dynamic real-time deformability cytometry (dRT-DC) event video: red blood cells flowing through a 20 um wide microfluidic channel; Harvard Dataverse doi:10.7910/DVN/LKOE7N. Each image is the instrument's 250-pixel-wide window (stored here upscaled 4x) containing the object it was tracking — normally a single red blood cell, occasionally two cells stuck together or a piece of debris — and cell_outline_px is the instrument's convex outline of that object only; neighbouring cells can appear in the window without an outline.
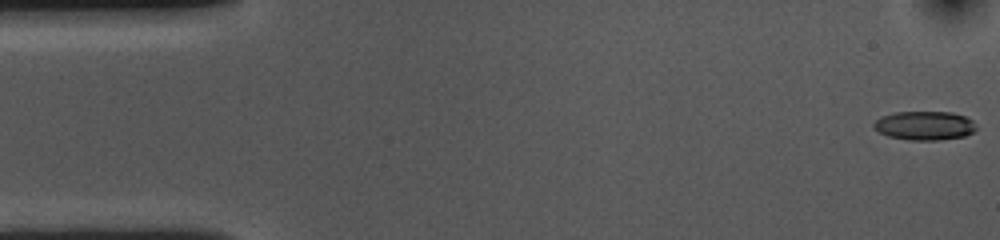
{"species": "common noctule bat (a hibernating species)", "species_latin": "Nyctalus noctula", "temperature_condition": "cold", "stored_images_in_passage": 54, "camera_frame_rate_fps": 3000, "um_per_image_px": 0.085, "animal": {"sex": "female", "body_mass_g": 10.0, "forearm_length_mm": 53.1}, "frame": {"image": 1, "passage_image": 1, "time_ms": 0.0, "image_size_px": [1000, 240], "cell_outline_px": [[976, 128], [972, 132], [964, 136], [940, 140], [908, 140], [888, 136], [880, 132], [872, 124], [880, 116], [896, 112], [952, 112], [964, 116], [972, 120]], "centroid_in_image_um": [78.58, 10.67], "position_along_channel_um": 6.4, "area_um2": 17.17}}
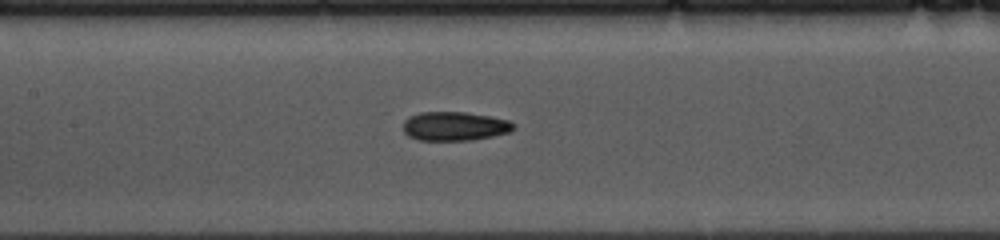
{"frame": {"image": 2, "passage_image": 24, "time_ms": 7.667, "image_size_px": [1000, 240], "cell_outline_px": [[516, 128], [508, 132], [492, 136], [472, 140], [420, 140], [408, 136], [404, 132], [404, 120], [408, 116], [420, 112], [464, 112], [488, 116], [508, 120], [516, 124]], "centroid_in_image_um": [38.64, 10.72], "position_along_channel_um": 168.8, "area_um2": 18.61}}
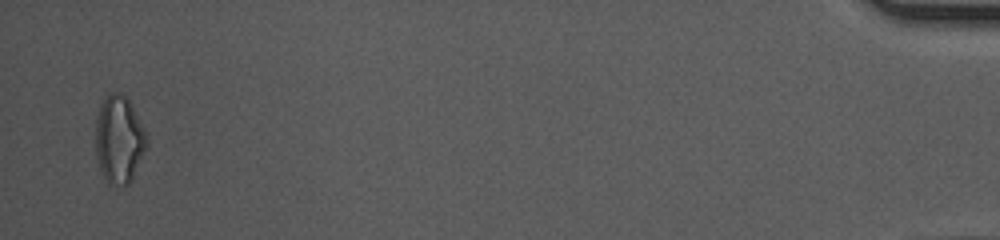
{"frame": {"image": 3, "passage_image": 53, "time_ms": 17.333, "image_size_px": [1000, 240], "cell_outline_px": [[148, 144], [128, 184], [108, 184], [104, 180], [100, 172], [96, 156], [96, 116], [100, 104], [104, 96], [108, 92], [120, 92], [132, 104], [148, 140]], "centroid_in_image_um": [10.08, 11.82], "position_along_channel_um": 425.1, "area_um2": 26.01}, "authors_computed_cell_mechanics": {"area_um2": 18.4671, "velocity_mm_per_s": 3.6259, "shape_relaxation_time_tau1_ms": null, "shape_relaxation_time_tau2_ms": 3.6511, "deformation_change_tau1": null, "deformation_change_tau2": 0.1095}}